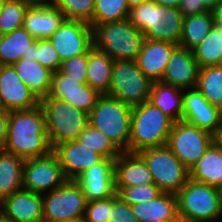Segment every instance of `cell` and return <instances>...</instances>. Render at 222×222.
<instances>
[{"instance_id": "44", "label": "cell", "mask_w": 222, "mask_h": 222, "mask_svg": "<svg viewBox=\"0 0 222 222\" xmlns=\"http://www.w3.org/2000/svg\"><path fill=\"white\" fill-rule=\"evenodd\" d=\"M183 17L205 13L209 11L199 0H180L178 7Z\"/></svg>"}, {"instance_id": "2", "label": "cell", "mask_w": 222, "mask_h": 222, "mask_svg": "<svg viewBox=\"0 0 222 222\" xmlns=\"http://www.w3.org/2000/svg\"><path fill=\"white\" fill-rule=\"evenodd\" d=\"M183 15L178 8L165 7L152 1L129 9L128 20L141 31L144 38L169 41L179 45Z\"/></svg>"}, {"instance_id": "40", "label": "cell", "mask_w": 222, "mask_h": 222, "mask_svg": "<svg viewBox=\"0 0 222 222\" xmlns=\"http://www.w3.org/2000/svg\"><path fill=\"white\" fill-rule=\"evenodd\" d=\"M113 208V196L87 202L84 219L85 222H110Z\"/></svg>"}, {"instance_id": "55", "label": "cell", "mask_w": 222, "mask_h": 222, "mask_svg": "<svg viewBox=\"0 0 222 222\" xmlns=\"http://www.w3.org/2000/svg\"><path fill=\"white\" fill-rule=\"evenodd\" d=\"M221 128H222V109H221Z\"/></svg>"}, {"instance_id": "20", "label": "cell", "mask_w": 222, "mask_h": 222, "mask_svg": "<svg viewBox=\"0 0 222 222\" xmlns=\"http://www.w3.org/2000/svg\"><path fill=\"white\" fill-rule=\"evenodd\" d=\"M177 46L169 41L145 38L136 59L139 69L153 82L161 81L172 51Z\"/></svg>"}, {"instance_id": "18", "label": "cell", "mask_w": 222, "mask_h": 222, "mask_svg": "<svg viewBox=\"0 0 222 222\" xmlns=\"http://www.w3.org/2000/svg\"><path fill=\"white\" fill-rule=\"evenodd\" d=\"M200 67L190 49L177 46L171 54L161 82L182 90L196 88Z\"/></svg>"}, {"instance_id": "23", "label": "cell", "mask_w": 222, "mask_h": 222, "mask_svg": "<svg viewBox=\"0 0 222 222\" xmlns=\"http://www.w3.org/2000/svg\"><path fill=\"white\" fill-rule=\"evenodd\" d=\"M139 222H178L177 197L162 192L151 201L130 205Z\"/></svg>"}, {"instance_id": "41", "label": "cell", "mask_w": 222, "mask_h": 222, "mask_svg": "<svg viewBox=\"0 0 222 222\" xmlns=\"http://www.w3.org/2000/svg\"><path fill=\"white\" fill-rule=\"evenodd\" d=\"M87 65L88 52L64 60L59 71L82 84H87Z\"/></svg>"}, {"instance_id": "7", "label": "cell", "mask_w": 222, "mask_h": 222, "mask_svg": "<svg viewBox=\"0 0 222 222\" xmlns=\"http://www.w3.org/2000/svg\"><path fill=\"white\" fill-rule=\"evenodd\" d=\"M46 122V130L51 148L56 145L74 141L89 124V114L73 107L58 98L40 100Z\"/></svg>"}, {"instance_id": "31", "label": "cell", "mask_w": 222, "mask_h": 222, "mask_svg": "<svg viewBox=\"0 0 222 222\" xmlns=\"http://www.w3.org/2000/svg\"><path fill=\"white\" fill-rule=\"evenodd\" d=\"M192 52L200 68L222 65V26L214 25Z\"/></svg>"}, {"instance_id": "25", "label": "cell", "mask_w": 222, "mask_h": 222, "mask_svg": "<svg viewBox=\"0 0 222 222\" xmlns=\"http://www.w3.org/2000/svg\"><path fill=\"white\" fill-rule=\"evenodd\" d=\"M18 76L39 99L47 97L50 91L53 72L42 66L38 61L22 57L13 64Z\"/></svg>"}, {"instance_id": "13", "label": "cell", "mask_w": 222, "mask_h": 222, "mask_svg": "<svg viewBox=\"0 0 222 222\" xmlns=\"http://www.w3.org/2000/svg\"><path fill=\"white\" fill-rule=\"evenodd\" d=\"M48 39L56 48L61 62L86 53L94 46L93 29L83 21L65 19Z\"/></svg>"}, {"instance_id": "43", "label": "cell", "mask_w": 222, "mask_h": 222, "mask_svg": "<svg viewBox=\"0 0 222 222\" xmlns=\"http://www.w3.org/2000/svg\"><path fill=\"white\" fill-rule=\"evenodd\" d=\"M110 222H139L133 214L132 208L123 202L117 194L113 196V208L111 210Z\"/></svg>"}, {"instance_id": "27", "label": "cell", "mask_w": 222, "mask_h": 222, "mask_svg": "<svg viewBox=\"0 0 222 222\" xmlns=\"http://www.w3.org/2000/svg\"><path fill=\"white\" fill-rule=\"evenodd\" d=\"M114 60L94 46L88 51L87 84L101 95L109 94Z\"/></svg>"}, {"instance_id": "47", "label": "cell", "mask_w": 222, "mask_h": 222, "mask_svg": "<svg viewBox=\"0 0 222 222\" xmlns=\"http://www.w3.org/2000/svg\"><path fill=\"white\" fill-rule=\"evenodd\" d=\"M149 1L170 8H178L180 5V0H149Z\"/></svg>"}, {"instance_id": "6", "label": "cell", "mask_w": 222, "mask_h": 222, "mask_svg": "<svg viewBox=\"0 0 222 222\" xmlns=\"http://www.w3.org/2000/svg\"><path fill=\"white\" fill-rule=\"evenodd\" d=\"M144 39L143 33L128 18L93 28L94 47L113 60H136Z\"/></svg>"}, {"instance_id": "37", "label": "cell", "mask_w": 222, "mask_h": 222, "mask_svg": "<svg viewBox=\"0 0 222 222\" xmlns=\"http://www.w3.org/2000/svg\"><path fill=\"white\" fill-rule=\"evenodd\" d=\"M52 3L63 13L66 20L93 21L95 0H52Z\"/></svg>"}, {"instance_id": "48", "label": "cell", "mask_w": 222, "mask_h": 222, "mask_svg": "<svg viewBox=\"0 0 222 222\" xmlns=\"http://www.w3.org/2000/svg\"><path fill=\"white\" fill-rule=\"evenodd\" d=\"M221 0H199L203 2L204 6L211 11Z\"/></svg>"}, {"instance_id": "32", "label": "cell", "mask_w": 222, "mask_h": 222, "mask_svg": "<svg viewBox=\"0 0 222 222\" xmlns=\"http://www.w3.org/2000/svg\"><path fill=\"white\" fill-rule=\"evenodd\" d=\"M196 89L215 107L222 109V65L200 68Z\"/></svg>"}, {"instance_id": "39", "label": "cell", "mask_w": 222, "mask_h": 222, "mask_svg": "<svg viewBox=\"0 0 222 222\" xmlns=\"http://www.w3.org/2000/svg\"><path fill=\"white\" fill-rule=\"evenodd\" d=\"M162 191L154 183L142 186H133L120 188L116 194L128 205L137 204L141 202L151 201L158 197Z\"/></svg>"}, {"instance_id": "16", "label": "cell", "mask_w": 222, "mask_h": 222, "mask_svg": "<svg viewBox=\"0 0 222 222\" xmlns=\"http://www.w3.org/2000/svg\"><path fill=\"white\" fill-rule=\"evenodd\" d=\"M52 151L57 155L67 180H75L84 171L105 159L78 140L58 144Z\"/></svg>"}, {"instance_id": "36", "label": "cell", "mask_w": 222, "mask_h": 222, "mask_svg": "<svg viewBox=\"0 0 222 222\" xmlns=\"http://www.w3.org/2000/svg\"><path fill=\"white\" fill-rule=\"evenodd\" d=\"M23 57L32 61H38L53 73L60 69L62 63L56 48L48 38L36 39L31 44L28 53H25Z\"/></svg>"}, {"instance_id": "19", "label": "cell", "mask_w": 222, "mask_h": 222, "mask_svg": "<svg viewBox=\"0 0 222 222\" xmlns=\"http://www.w3.org/2000/svg\"><path fill=\"white\" fill-rule=\"evenodd\" d=\"M75 181L80 185L87 202L114 196V159L105 158L84 171Z\"/></svg>"}, {"instance_id": "3", "label": "cell", "mask_w": 222, "mask_h": 222, "mask_svg": "<svg viewBox=\"0 0 222 222\" xmlns=\"http://www.w3.org/2000/svg\"><path fill=\"white\" fill-rule=\"evenodd\" d=\"M175 121L146 101L132 106L129 153L167 145Z\"/></svg>"}, {"instance_id": "11", "label": "cell", "mask_w": 222, "mask_h": 222, "mask_svg": "<svg viewBox=\"0 0 222 222\" xmlns=\"http://www.w3.org/2000/svg\"><path fill=\"white\" fill-rule=\"evenodd\" d=\"M216 139L210 132L179 120L173 125L167 146L190 170Z\"/></svg>"}, {"instance_id": "12", "label": "cell", "mask_w": 222, "mask_h": 222, "mask_svg": "<svg viewBox=\"0 0 222 222\" xmlns=\"http://www.w3.org/2000/svg\"><path fill=\"white\" fill-rule=\"evenodd\" d=\"M67 178L57 155L25 159L23 165V188L34 193L44 194L61 186Z\"/></svg>"}, {"instance_id": "9", "label": "cell", "mask_w": 222, "mask_h": 222, "mask_svg": "<svg viewBox=\"0 0 222 222\" xmlns=\"http://www.w3.org/2000/svg\"><path fill=\"white\" fill-rule=\"evenodd\" d=\"M153 81L139 69L136 60H114L109 96L130 106L149 100Z\"/></svg>"}, {"instance_id": "42", "label": "cell", "mask_w": 222, "mask_h": 222, "mask_svg": "<svg viewBox=\"0 0 222 222\" xmlns=\"http://www.w3.org/2000/svg\"><path fill=\"white\" fill-rule=\"evenodd\" d=\"M82 83L72 77L61 73L59 70L52 74L50 91L45 98H59L62 93H73Z\"/></svg>"}, {"instance_id": "52", "label": "cell", "mask_w": 222, "mask_h": 222, "mask_svg": "<svg viewBox=\"0 0 222 222\" xmlns=\"http://www.w3.org/2000/svg\"><path fill=\"white\" fill-rule=\"evenodd\" d=\"M6 1H7V0H0V12H1L2 9L4 8Z\"/></svg>"}, {"instance_id": "24", "label": "cell", "mask_w": 222, "mask_h": 222, "mask_svg": "<svg viewBox=\"0 0 222 222\" xmlns=\"http://www.w3.org/2000/svg\"><path fill=\"white\" fill-rule=\"evenodd\" d=\"M189 178L222 189V143L218 139L191 167Z\"/></svg>"}, {"instance_id": "33", "label": "cell", "mask_w": 222, "mask_h": 222, "mask_svg": "<svg viewBox=\"0 0 222 222\" xmlns=\"http://www.w3.org/2000/svg\"><path fill=\"white\" fill-rule=\"evenodd\" d=\"M82 145L101 154L104 158L116 159L122 152L101 131L88 124L77 139Z\"/></svg>"}, {"instance_id": "50", "label": "cell", "mask_w": 222, "mask_h": 222, "mask_svg": "<svg viewBox=\"0 0 222 222\" xmlns=\"http://www.w3.org/2000/svg\"><path fill=\"white\" fill-rule=\"evenodd\" d=\"M31 4H46L52 2V0H24Z\"/></svg>"}, {"instance_id": "45", "label": "cell", "mask_w": 222, "mask_h": 222, "mask_svg": "<svg viewBox=\"0 0 222 222\" xmlns=\"http://www.w3.org/2000/svg\"><path fill=\"white\" fill-rule=\"evenodd\" d=\"M9 111L0 109V151L3 150L8 130Z\"/></svg>"}, {"instance_id": "29", "label": "cell", "mask_w": 222, "mask_h": 222, "mask_svg": "<svg viewBox=\"0 0 222 222\" xmlns=\"http://www.w3.org/2000/svg\"><path fill=\"white\" fill-rule=\"evenodd\" d=\"M36 39L22 26L0 35V65H13L19 61Z\"/></svg>"}, {"instance_id": "14", "label": "cell", "mask_w": 222, "mask_h": 222, "mask_svg": "<svg viewBox=\"0 0 222 222\" xmlns=\"http://www.w3.org/2000/svg\"><path fill=\"white\" fill-rule=\"evenodd\" d=\"M39 104L40 100L20 79L13 65H0V109L30 110Z\"/></svg>"}, {"instance_id": "38", "label": "cell", "mask_w": 222, "mask_h": 222, "mask_svg": "<svg viewBox=\"0 0 222 222\" xmlns=\"http://www.w3.org/2000/svg\"><path fill=\"white\" fill-rule=\"evenodd\" d=\"M101 94L88 84H82L73 93H62L58 99L66 101L73 107L89 114Z\"/></svg>"}, {"instance_id": "15", "label": "cell", "mask_w": 222, "mask_h": 222, "mask_svg": "<svg viewBox=\"0 0 222 222\" xmlns=\"http://www.w3.org/2000/svg\"><path fill=\"white\" fill-rule=\"evenodd\" d=\"M182 120L217 138L221 134V110L210 104L196 88L184 90Z\"/></svg>"}, {"instance_id": "1", "label": "cell", "mask_w": 222, "mask_h": 222, "mask_svg": "<svg viewBox=\"0 0 222 222\" xmlns=\"http://www.w3.org/2000/svg\"><path fill=\"white\" fill-rule=\"evenodd\" d=\"M3 151L23 159L48 155L50 146L45 115L40 106L9 111L7 138Z\"/></svg>"}, {"instance_id": "21", "label": "cell", "mask_w": 222, "mask_h": 222, "mask_svg": "<svg viewBox=\"0 0 222 222\" xmlns=\"http://www.w3.org/2000/svg\"><path fill=\"white\" fill-rule=\"evenodd\" d=\"M115 191L120 188L153 184L144 159L138 153L122 152L114 160Z\"/></svg>"}, {"instance_id": "4", "label": "cell", "mask_w": 222, "mask_h": 222, "mask_svg": "<svg viewBox=\"0 0 222 222\" xmlns=\"http://www.w3.org/2000/svg\"><path fill=\"white\" fill-rule=\"evenodd\" d=\"M179 220L214 222L222 217V190L188 179L176 194Z\"/></svg>"}, {"instance_id": "49", "label": "cell", "mask_w": 222, "mask_h": 222, "mask_svg": "<svg viewBox=\"0 0 222 222\" xmlns=\"http://www.w3.org/2000/svg\"><path fill=\"white\" fill-rule=\"evenodd\" d=\"M149 0H127V3H128V7L129 9L132 8V7H135V6H138L144 2H147Z\"/></svg>"}, {"instance_id": "53", "label": "cell", "mask_w": 222, "mask_h": 222, "mask_svg": "<svg viewBox=\"0 0 222 222\" xmlns=\"http://www.w3.org/2000/svg\"><path fill=\"white\" fill-rule=\"evenodd\" d=\"M0 222H10V221L0 213Z\"/></svg>"}, {"instance_id": "22", "label": "cell", "mask_w": 222, "mask_h": 222, "mask_svg": "<svg viewBox=\"0 0 222 222\" xmlns=\"http://www.w3.org/2000/svg\"><path fill=\"white\" fill-rule=\"evenodd\" d=\"M65 20L63 13L52 3L32 4L23 21V27L35 38H49Z\"/></svg>"}, {"instance_id": "8", "label": "cell", "mask_w": 222, "mask_h": 222, "mask_svg": "<svg viewBox=\"0 0 222 222\" xmlns=\"http://www.w3.org/2000/svg\"><path fill=\"white\" fill-rule=\"evenodd\" d=\"M146 162L154 184L162 192L177 194L189 179V169L167 145L146 148L138 152Z\"/></svg>"}, {"instance_id": "54", "label": "cell", "mask_w": 222, "mask_h": 222, "mask_svg": "<svg viewBox=\"0 0 222 222\" xmlns=\"http://www.w3.org/2000/svg\"><path fill=\"white\" fill-rule=\"evenodd\" d=\"M217 139L222 143V128H221V134Z\"/></svg>"}, {"instance_id": "26", "label": "cell", "mask_w": 222, "mask_h": 222, "mask_svg": "<svg viewBox=\"0 0 222 222\" xmlns=\"http://www.w3.org/2000/svg\"><path fill=\"white\" fill-rule=\"evenodd\" d=\"M183 93L184 90L180 88L154 81L148 102L177 122L182 120Z\"/></svg>"}, {"instance_id": "35", "label": "cell", "mask_w": 222, "mask_h": 222, "mask_svg": "<svg viewBox=\"0 0 222 222\" xmlns=\"http://www.w3.org/2000/svg\"><path fill=\"white\" fill-rule=\"evenodd\" d=\"M31 5L24 0H7L0 12V35L22 27L25 13Z\"/></svg>"}, {"instance_id": "46", "label": "cell", "mask_w": 222, "mask_h": 222, "mask_svg": "<svg viewBox=\"0 0 222 222\" xmlns=\"http://www.w3.org/2000/svg\"><path fill=\"white\" fill-rule=\"evenodd\" d=\"M214 25L222 26V0L211 10Z\"/></svg>"}, {"instance_id": "5", "label": "cell", "mask_w": 222, "mask_h": 222, "mask_svg": "<svg viewBox=\"0 0 222 222\" xmlns=\"http://www.w3.org/2000/svg\"><path fill=\"white\" fill-rule=\"evenodd\" d=\"M132 106L103 94L89 113V124L106 135L121 152H129Z\"/></svg>"}, {"instance_id": "17", "label": "cell", "mask_w": 222, "mask_h": 222, "mask_svg": "<svg viewBox=\"0 0 222 222\" xmlns=\"http://www.w3.org/2000/svg\"><path fill=\"white\" fill-rule=\"evenodd\" d=\"M0 213L10 222H43V197L24 188L0 202Z\"/></svg>"}, {"instance_id": "34", "label": "cell", "mask_w": 222, "mask_h": 222, "mask_svg": "<svg viewBox=\"0 0 222 222\" xmlns=\"http://www.w3.org/2000/svg\"><path fill=\"white\" fill-rule=\"evenodd\" d=\"M128 14L127 0H95L93 21L89 25L93 29L97 24L128 18Z\"/></svg>"}, {"instance_id": "30", "label": "cell", "mask_w": 222, "mask_h": 222, "mask_svg": "<svg viewBox=\"0 0 222 222\" xmlns=\"http://www.w3.org/2000/svg\"><path fill=\"white\" fill-rule=\"evenodd\" d=\"M213 26L211 11L184 17L179 46L192 50L204 40Z\"/></svg>"}, {"instance_id": "10", "label": "cell", "mask_w": 222, "mask_h": 222, "mask_svg": "<svg viewBox=\"0 0 222 222\" xmlns=\"http://www.w3.org/2000/svg\"><path fill=\"white\" fill-rule=\"evenodd\" d=\"M43 222H62L84 217L86 197L75 180H66L51 192L42 194Z\"/></svg>"}, {"instance_id": "28", "label": "cell", "mask_w": 222, "mask_h": 222, "mask_svg": "<svg viewBox=\"0 0 222 222\" xmlns=\"http://www.w3.org/2000/svg\"><path fill=\"white\" fill-rule=\"evenodd\" d=\"M25 159L0 151V202L23 188V165Z\"/></svg>"}, {"instance_id": "51", "label": "cell", "mask_w": 222, "mask_h": 222, "mask_svg": "<svg viewBox=\"0 0 222 222\" xmlns=\"http://www.w3.org/2000/svg\"><path fill=\"white\" fill-rule=\"evenodd\" d=\"M62 222H85L84 217H79V218H75V219H71V220H67V221H62Z\"/></svg>"}]
</instances>
